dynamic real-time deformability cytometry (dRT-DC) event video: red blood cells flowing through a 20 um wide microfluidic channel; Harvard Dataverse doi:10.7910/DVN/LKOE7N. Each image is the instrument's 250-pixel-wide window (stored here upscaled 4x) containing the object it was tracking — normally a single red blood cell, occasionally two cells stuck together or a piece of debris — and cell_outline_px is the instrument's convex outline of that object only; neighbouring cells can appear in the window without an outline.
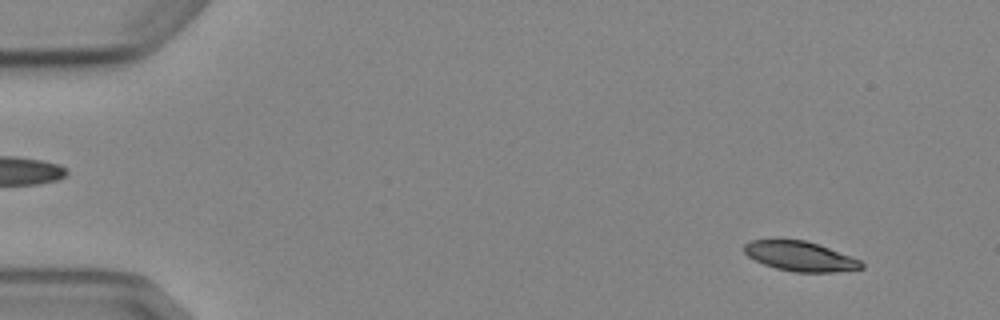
{"species": "Egyptian fruit bat (a non-hibernating species)", "species_latin": "Rousettus aegyptiacus", "temperature_condition": "cold", "stored_images_in_passage": 4, "camera_frame_rate_fps": 3000, "um_per_image_px": 0.085, "animal": {"sex": "female"}, "frame": {"image": 1, "passage_image": 1, "time_ms": 0.0, "image_size_px": [1000, 320], "cell_outline_px": [[864, 268], [832, 272], [796, 272], [776, 268], [764, 264], [748, 256], [744, 252], [744, 244], [752, 240], [804, 240], [828, 248], [860, 260], [864, 264]], "centroid_in_image_um": [68.0, 21.79], "position_along_channel_um": 17.0, "area_um2": 19.88}}
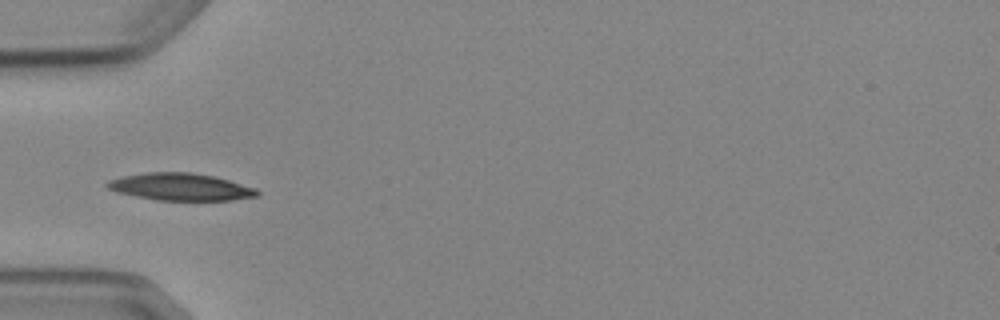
{"frame": {"image": 2, "passage_image": 4, "time_ms": 4.333, "image_size_px": [1000, 320], "cell_outline_px": [[260, 196], [232, 200], [156, 200], [116, 192], [108, 188], [104, 184], [108, 180], [124, 176], [148, 172], [192, 172], [216, 176], [256, 188], [260, 192]], "centroid_in_image_um": [15.38, 15.88], "position_along_channel_um": 69.6, "area_um2": 23.93}}